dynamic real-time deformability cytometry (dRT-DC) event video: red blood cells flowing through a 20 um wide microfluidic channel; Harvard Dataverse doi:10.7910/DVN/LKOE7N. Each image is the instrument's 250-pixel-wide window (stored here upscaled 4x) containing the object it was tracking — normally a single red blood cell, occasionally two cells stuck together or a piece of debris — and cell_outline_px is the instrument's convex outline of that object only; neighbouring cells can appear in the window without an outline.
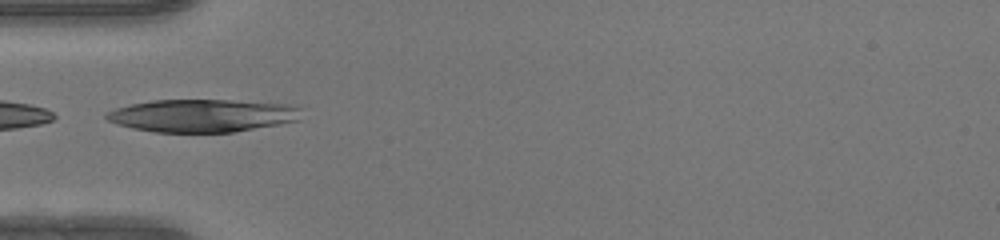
{"species": "human", "species_latin": "Homo sapiens", "temperature_condition": "warm", "stored_images_in_passage": 15, "camera_frame_rate_fps": 3000, "um_per_image_px": 0.085, "donor": {"sex": "female"}, "frame": {"image": 1, "passage_image": 1, "time_ms": 0.0, "image_size_px": [1000, 240], "cell_outline_px": [[300, 120], [280, 124], [232, 132], [156, 132], [132, 128], [108, 120], [104, 116], [108, 112], [116, 108], [132, 104], [152, 100], [232, 100], [296, 104], [300, 108]], "centroid_in_image_um": [17.27, 9.81], "position_along_channel_um": 67.7, "area_um2": 37.28}}
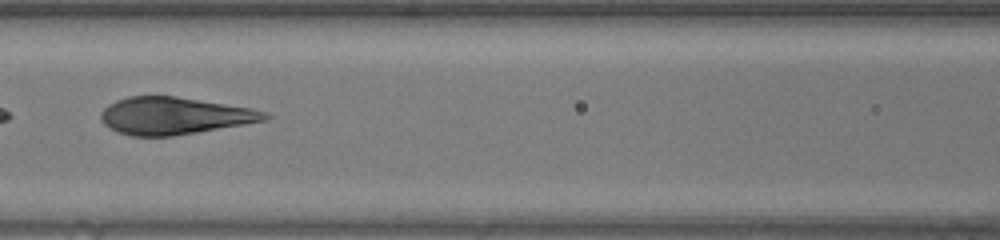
{"frame": {"image": 2, "passage_image": 7, "time_ms": 2.0, "image_size_px": [1000, 240], "cell_outline_px": [[272, 116], [268, 120], [172, 136], [132, 136], [116, 132], [104, 124], [100, 120], [100, 112], [108, 104], [116, 100], [128, 96], [176, 96], [252, 108], [264, 112]], "centroid_in_image_um": [14.78, 9.84], "position_along_channel_um": 151.8, "area_um2": 35.55}}
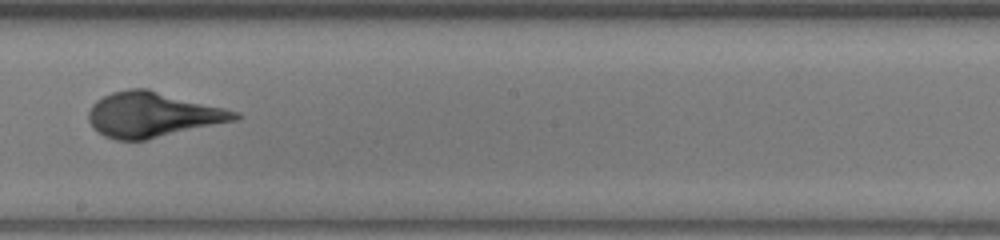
{"frame": {"image": 3, "passage_image": 13, "time_ms": 4.0, "image_size_px": [1000, 240], "cell_outline_px": [[244, 116], [240, 120], [144, 140], [116, 140], [104, 136], [96, 132], [92, 128], [88, 120], [88, 112], [92, 104], [96, 100], [112, 92], [128, 88], [148, 88], [240, 112]], "centroid_in_image_um": [12.99, 9.75], "position_along_channel_um": 235.2, "area_um2": 38.9}}